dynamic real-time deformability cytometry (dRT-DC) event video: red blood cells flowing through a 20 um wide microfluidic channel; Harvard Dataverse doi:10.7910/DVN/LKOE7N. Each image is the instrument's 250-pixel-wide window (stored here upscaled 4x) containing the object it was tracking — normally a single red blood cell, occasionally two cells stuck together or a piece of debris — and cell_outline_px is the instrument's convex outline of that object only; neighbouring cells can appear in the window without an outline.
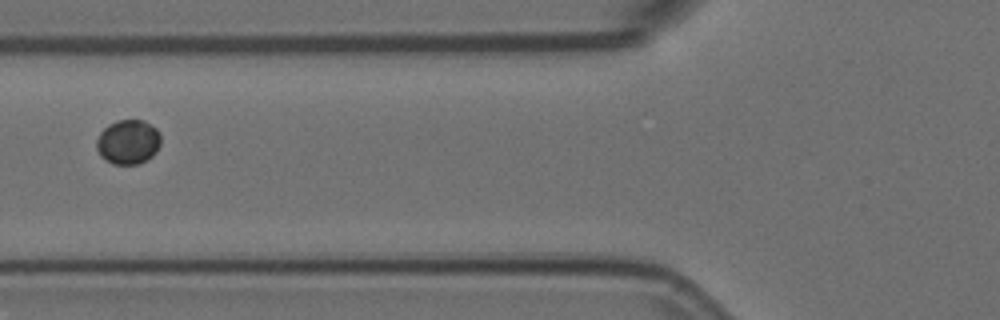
{"species": "Egyptian fruit bat (a non-hibernating species)", "species_latin": "Rousettus aegyptiacus", "temperature_condition": "room temperature", "stored_images_in_passage": 2, "camera_frame_rate_fps": 3000, "um_per_image_px": 0.085, "animal": {"sex": "female"}, "frame": {"image": 1, "passage_image": 2, "time_ms": 0.333, "image_size_px": [1000, 320], "cell_outline_px": [[160, 144], [156, 152], [152, 156], [136, 164], [112, 164], [104, 160], [100, 156], [96, 148], [96, 140], [100, 132], [108, 124], [116, 120], [144, 120], [156, 128], [160, 132]], "centroid_in_image_um": [10.87, 12.06], "position_along_channel_um": 114.9, "area_um2": 16.82}}